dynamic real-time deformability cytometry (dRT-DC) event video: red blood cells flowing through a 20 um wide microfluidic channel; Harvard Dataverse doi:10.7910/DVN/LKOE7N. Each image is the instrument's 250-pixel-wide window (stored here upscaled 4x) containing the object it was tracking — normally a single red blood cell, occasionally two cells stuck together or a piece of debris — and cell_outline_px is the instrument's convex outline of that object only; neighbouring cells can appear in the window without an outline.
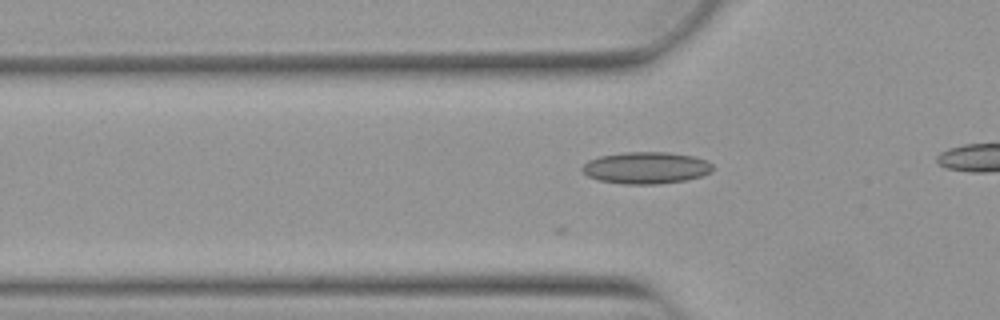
{"species": "Egyptian fruit bat (a non-hibernating species)", "species_latin": "Rousettus aegyptiacus", "temperature_condition": "warm", "stored_images_in_passage": 16, "camera_frame_rate_fps": 3000, "um_per_image_px": 0.085, "animal": {"sex": "female"}, "frame": {"image": 1, "passage_image": 7, "time_ms": 2.0, "image_size_px": [1000, 320], "cell_outline_px": [[712, 172], [688, 180], [656, 184], [624, 184], [600, 180], [588, 176], [580, 168], [588, 160], [600, 156], [624, 152], [668, 152], [696, 156], [708, 160], [712, 164]], "centroid_in_image_um": [54.95, 14.25], "position_along_channel_um": 70.9, "area_um2": 24.33}}
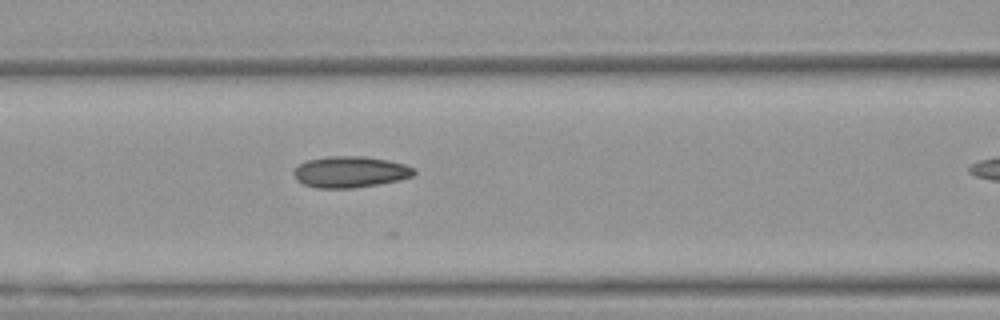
{"frame": {"image": 2, "passage_image": 12, "time_ms": 3.667, "image_size_px": [1000, 320], "cell_outline_px": [[416, 172], [412, 176], [400, 180], [380, 184], [352, 188], [316, 188], [304, 184], [296, 180], [292, 172], [300, 164], [308, 160], [328, 156], [364, 156], [388, 160], [404, 164], [416, 168]], "centroid_in_image_um": [29.78, 14.61], "position_along_channel_um": 136.8, "area_um2": 22.02}}